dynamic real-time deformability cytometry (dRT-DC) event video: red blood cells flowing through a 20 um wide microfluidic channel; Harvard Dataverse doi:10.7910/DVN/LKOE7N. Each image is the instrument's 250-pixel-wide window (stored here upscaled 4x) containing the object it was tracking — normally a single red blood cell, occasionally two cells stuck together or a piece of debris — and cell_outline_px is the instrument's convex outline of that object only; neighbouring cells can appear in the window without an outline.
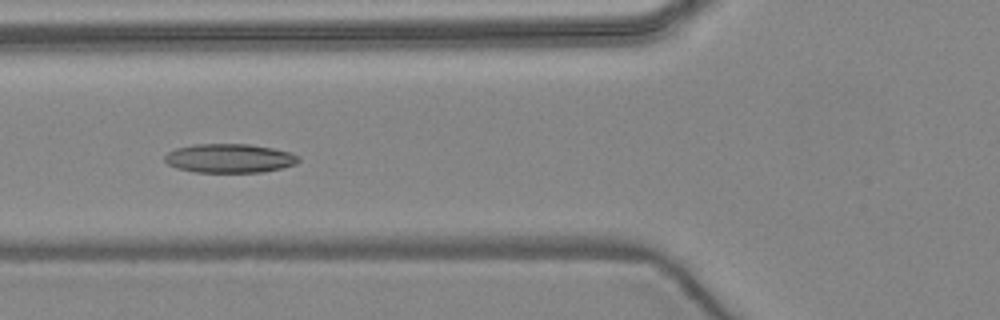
{"species": "common noctule bat (a hibernating species)", "species_latin": "Nyctalus noctula", "temperature_condition": "warm", "stored_images_in_passage": 7, "camera_frame_rate_fps": 3000, "um_per_image_px": 0.085, "animal": {"sex": "female", "body_mass_g": 24.6, "forearm_length_mm": 56.2}, "frame": {"image": 1, "passage_image": 5, "time_ms": 5.667, "image_size_px": [1000, 320], "cell_outline_px": [[300, 160], [296, 164], [264, 172], [196, 172], [176, 168], [168, 164], [164, 160], [164, 156], [168, 152], [176, 148], [196, 144], [248, 144], [272, 148], [288, 152], [300, 156]], "centroid_in_image_um": [19.5, 13.45], "position_along_channel_um": 106.3, "area_um2": 22.54}}
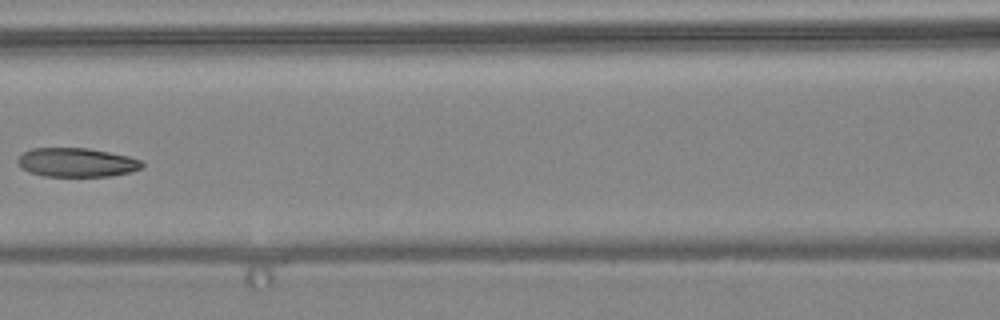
{"frame": {"image": 2, "passage_image": 6, "time_ms": 7.0, "image_size_px": [1000, 320], "cell_outline_px": [[144, 164], [140, 168], [132, 172], [112, 176], [44, 176], [28, 172], [16, 160], [24, 152], [32, 148], [88, 148], [128, 156], [140, 160]], "centroid_in_image_um": [6.53, 13.81], "position_along_channel_um": 160.1, "area_um2": 20.87}}
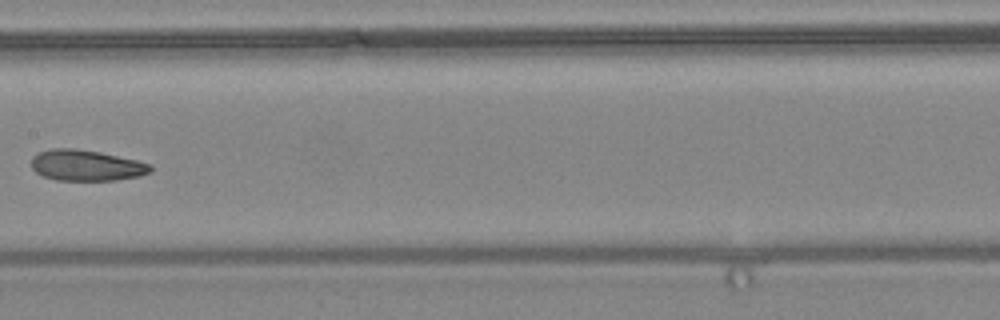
{"frame": {"image": 3, "passage_image": 7, "time_ms": 8.0, "image_size_px": [1000, 320], "cell_outline_px": [[152, 172], [140, 176], [116, 180], [56, 180], [44, 176], [36, 172], [32, 168], [32, 156], [40, 152], [52, 148], [76, 148], [100, 152], [136, 160], [152, 164]], "centroid_in_image_um": [7.36, 14.05], "position_along_channel_um": 200.0, "area_um2": 21.5}}